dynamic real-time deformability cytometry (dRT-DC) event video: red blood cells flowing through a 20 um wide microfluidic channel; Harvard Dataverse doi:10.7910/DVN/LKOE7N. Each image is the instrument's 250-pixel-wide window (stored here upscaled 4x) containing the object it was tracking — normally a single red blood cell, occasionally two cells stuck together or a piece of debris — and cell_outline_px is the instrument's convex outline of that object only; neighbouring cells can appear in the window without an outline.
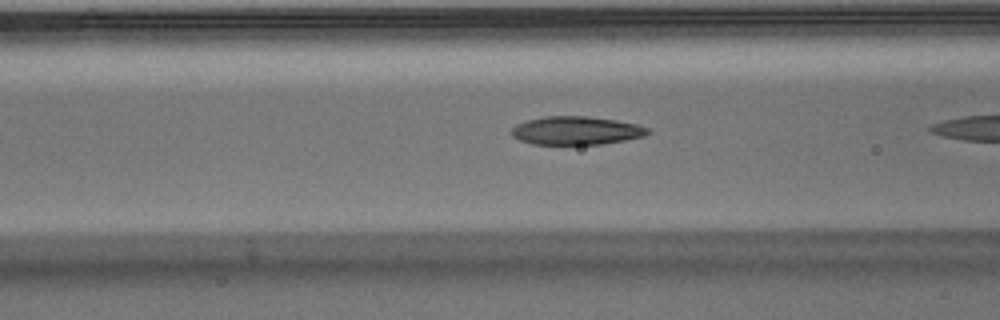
{"species": "Egyptian fruit bat (a non-hibernating species)", "species_latin": "Rousettus aegyptiacus", "temperature_condition": "warm", "stored_images_in_passage": 6, "camera_frame_rate_fps": 3000, "um_per_image_px": 0.085, "animal": {"sex": "male"}, "frame": {"image": 1, "passage_image": 5, "time_ms": 1.333, "image_size_px": [1000, 320], "cell_outline_px": [[652, 132], [644, 136], [624, 140], [600, 144], [532, 144], [520, 140], [512, 136], [508, 132], [516, 124], [528, 120], [544, 116], [588, 116], [616, 120], [636, 124], [648, 128]], "centroid_in_image_um": [48.95, 11.09], "position_along_channel_um": 117.6, "area_um2": 22.54}}